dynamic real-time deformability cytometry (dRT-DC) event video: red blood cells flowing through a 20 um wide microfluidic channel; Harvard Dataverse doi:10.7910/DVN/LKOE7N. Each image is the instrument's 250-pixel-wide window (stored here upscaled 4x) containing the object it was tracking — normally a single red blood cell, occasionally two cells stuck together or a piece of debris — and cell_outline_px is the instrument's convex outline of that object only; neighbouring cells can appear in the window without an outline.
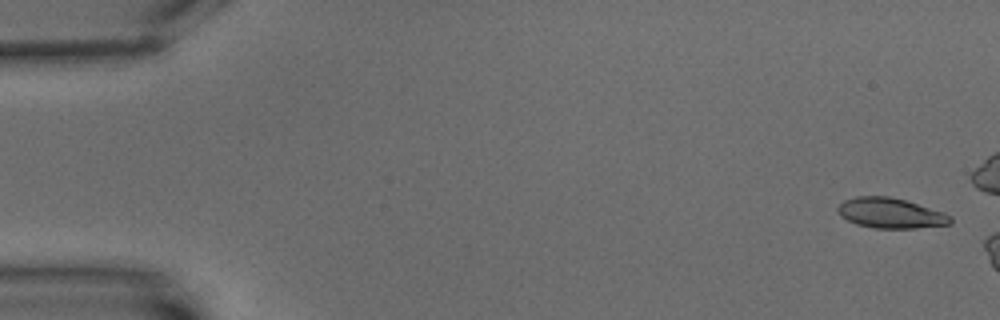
{"species": "common noctule bat (a hibernating species)", "species_latin": "Nyctalus noctula", "temperature_condition": "warm", "stored_images_in_passage": 2, "camera_frame_rate_fps": 3000, "um_per_image_px": 0.085, "animal": {"sex": "male", "body_mass_g": 15.6}, "frame": {"image": 1, "passage_image": 1, "time_ms": 0.0, "image_size_px": [1000, 320], "cell_outline_px": [[952, 224], [916, 228], [872, 228], [856, 224], [840, 216], [836, 212], [836, 208], [844, 200], [856, 196], [888, 196], [904, 200], [944, 212], [952, 216]], "centroid_in_image_um": [75.68, 18.12], "position_along_channel_um": 9.3, "area_um2": 19.94}}